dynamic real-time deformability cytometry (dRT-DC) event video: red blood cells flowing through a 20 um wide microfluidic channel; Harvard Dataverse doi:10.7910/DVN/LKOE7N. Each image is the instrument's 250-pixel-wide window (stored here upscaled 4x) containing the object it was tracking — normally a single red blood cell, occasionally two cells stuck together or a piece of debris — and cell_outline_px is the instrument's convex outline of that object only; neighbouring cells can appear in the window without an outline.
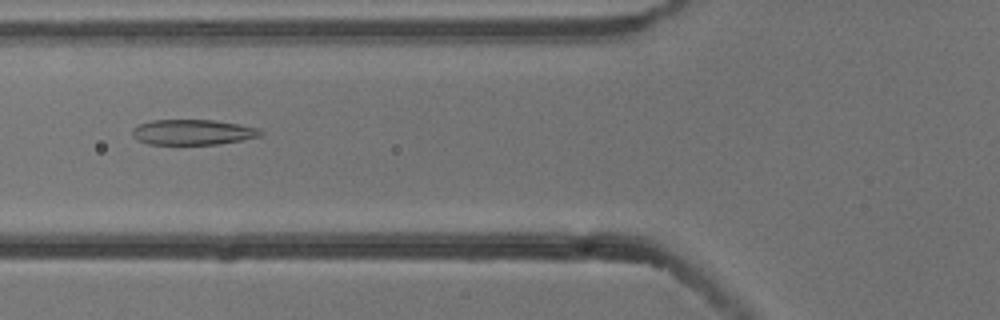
{"species": "common noctule bat (a hibernating species)", "species_latin": "Nyctalus noctula", "temperature_condition": "cold", "stored_images_in_passage": 8, "camera_frame_rate_fps": 3000, "um_per_image_px": 0.085, "animal": {"sex": "male", "body_mass_g": 13.3}, "frame": {"image": 1, "passage_image": 6, "time_ms": 1.667, "image_size_px": [1000, 320], "cell_outline_px": [[264, 132], [260, 136], [220, 144], [148, 144], [132, 136], [132, 128], [140, 124], [152, 120], [212, 120], [240, 124], [260, 128]], "centroid_in_image_um": [16.41, 11.23], "position_along_channel_um": 109.4, "area_um2": 18.9}}
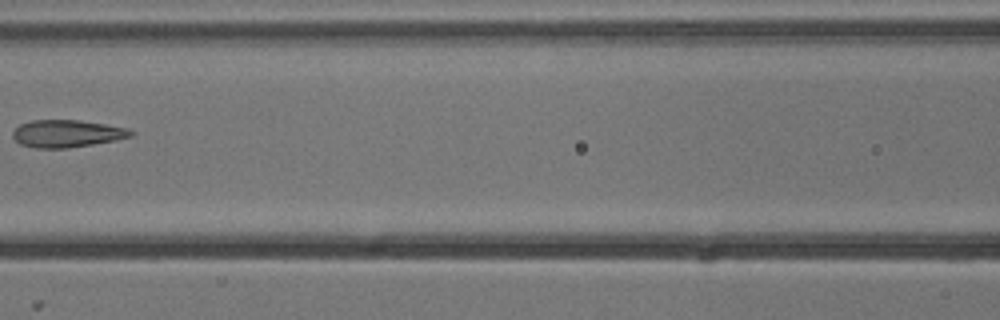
{"frame": {"image": 2, "passage_image": 7, "time_ms": 2.0, "image_size_px": [1000, 320], "cell_outline_px": [[136, 132], [132, 136], [116, 140], [68, 148], [36, 148], [20, 144], [12, 136], [12, 132], [20, 124], [32, 120], [80, 120], [128, 128]], "centroid_in_image_um": [5.7, 11.35], "position_along_channel_um": 160.9, "area_um2": 18.84}}
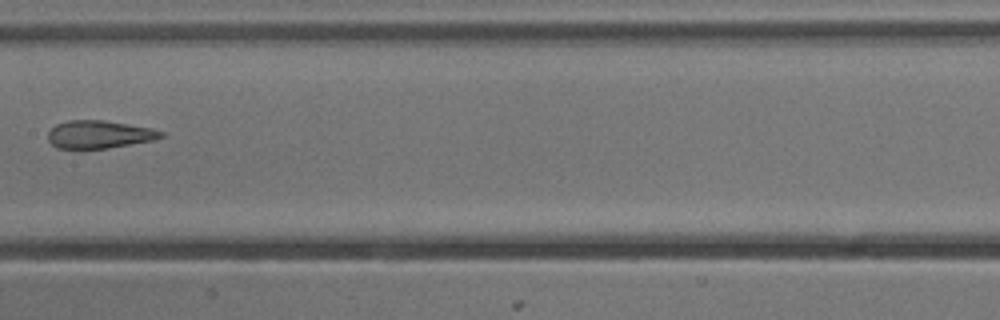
{"frame": {"image": 3, "passage_image": 8, "time_ms": 2.333, "image_size_px": [1000, 320], "cell_outline_px": [[164, 136], [152, 140], [108, 148], [56, 148], [48, 140], [48, 132], [56, 124], [68, 120], [104, 120], [152, 128], [164, 132]], "centroid_in_image_um": [8.42, 11.42], "position_along_channel_um": 199.0, "area_um2": 18.21}}